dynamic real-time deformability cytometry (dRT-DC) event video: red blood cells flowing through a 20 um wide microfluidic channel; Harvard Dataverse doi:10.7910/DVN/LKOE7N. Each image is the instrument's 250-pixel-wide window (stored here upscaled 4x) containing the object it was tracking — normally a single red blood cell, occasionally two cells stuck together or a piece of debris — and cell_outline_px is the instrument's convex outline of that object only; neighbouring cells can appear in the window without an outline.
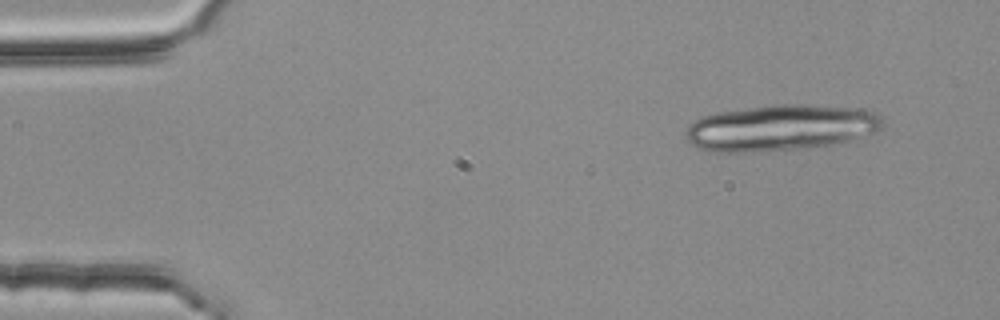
{"species": "common noctule bat (a hibernating species)", "species_latin": "Nyctalus noctula", "temperature_condition": "room temperature", "stored_images_in_passage": 3, "camera_frame_rate_fps": 3000, "um_per_image_px": 0.085, "animal": {"sex": "female", "body_mass_g": 25.1}, "frame": {"image": 1, "passage_image": 1, "time_ms": 0.0, "image_size_px": [1000, 320], "cell_outline_px": [[884, 124], [876, 132], [836, 144], [800, 148], [740, 152], [720, 152], [700, 148], [692, 144], [684, 136], [684, 132], [700, 116], [720, 112], [776, 104], [796, 104], [868, 108], [876, 112], [884, 120]], "centroid_in_image_um": [66.43, 10.84], "position_along_channel_um": 18.6, "area_um2": 52.71}}